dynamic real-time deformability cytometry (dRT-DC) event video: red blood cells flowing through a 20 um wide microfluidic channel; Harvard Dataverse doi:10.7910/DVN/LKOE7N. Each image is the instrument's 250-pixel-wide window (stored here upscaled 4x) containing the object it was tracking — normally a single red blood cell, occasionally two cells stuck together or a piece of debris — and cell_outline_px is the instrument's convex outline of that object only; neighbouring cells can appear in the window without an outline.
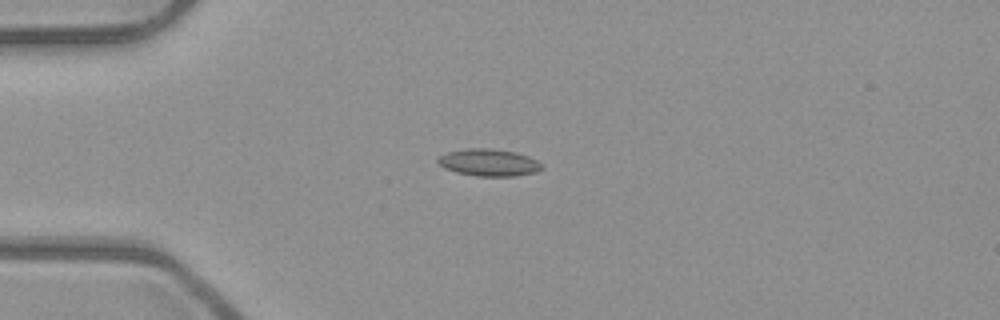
{"species": "common noctule bat (a hibernating species)", "species_latin": "Nyctalus noctula", "temperature_condition": "room temperature", "stored_images_in_passage": 6, "camera_frame_rate_fps": 3000, "um_per_image_px": 0.085, "animal": {"sex": "male", "body_mass_g": 23.1, "forearm_length_mm": 52.7}, "frame": {"image": 1, "passage_image": 3, "time_ms": 0.667, "image_size_px": [1000, 320], "cell_outline_px": [[544, 168], [536, 172], [516, 176], [476, 176], [456, 172], [444, 168], [436, 160], [440, 156], [448, 152], [468, 148], [492, 148], [516, 152], [528, 156], [544, 164]], "centroid_in_image_um": [41.59, 13.81], "position_along_channel_um": 43.4, "area_um2": 16.53}}
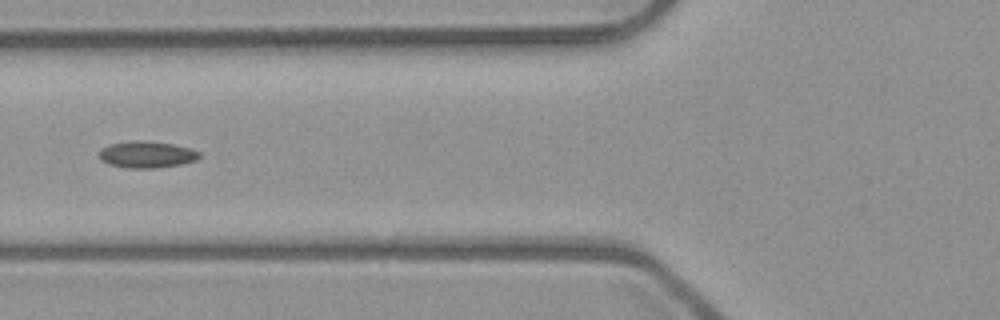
{"frame": {"image": 2, "passage_image": 5, "time_ms": 1.333, "image_size_px": [1000, 320], "cell_outline_px": [[200, 156], [196, 160], [180, 164], [156, 168], [128, 168], [108, 164], [100, 160], [100, 152], [104, 148], [112, 144], [136, 140], [140, 140], [172, 144], [188, 148], [200, 152]], "centroid_in_image_um": [12.48, 13.15], "position_along_channel_um": 113.3, "area_um2": 15.26}}
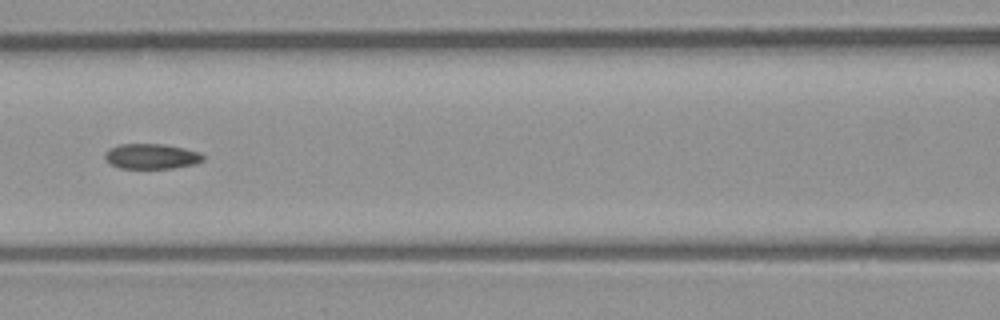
{"frame": {"image": 3, "passage_image": 6, "time_ms": 1.667, "image_size_px": [1000, 320], "cell_outline_px": [[204, 160], [196, 164], [172, 168], [120, 168], [104, 160], [104, 152], [108, 148], [120, 144], [164, 144], [184, 148], [200, 152], [204, 156]], "centroid_in_image_um": [12.86, 13.28], "position_along_channel_um": 153.7, "area_um2": 14.57}}